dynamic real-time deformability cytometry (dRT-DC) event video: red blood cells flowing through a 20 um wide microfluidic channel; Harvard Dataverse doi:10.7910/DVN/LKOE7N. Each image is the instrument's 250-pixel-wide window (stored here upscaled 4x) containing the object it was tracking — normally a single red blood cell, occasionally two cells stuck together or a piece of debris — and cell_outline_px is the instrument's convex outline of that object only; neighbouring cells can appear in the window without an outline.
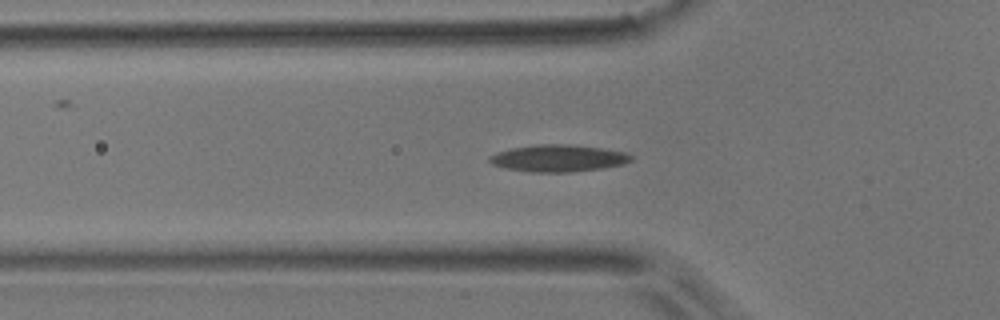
{"species": "common noctule bat (a hibernating species)", "species_latin": "Nyctalus noctula", "temperature_condition": "room temperature", "stored_images_in_passage": 40, "camera_frame_rate_fps": 3000, "um_per_image_px": 0.085, "animal": {"sex": "male", "body_mass_g": 17.9}, "frame": {"image": 1, "passage_image": 4, "time_ms": 1.0, "image_size_px": [1000, 320], "cell_outline_px": [[632, 160], [624, 164], [604, 168], [572, 172], [528, 172], [504, 168], [492, 164], [488, 160], [488, 156], [496, 152], [512, 148], [536, 144], [572, 144], [600, 148], [624, 152], [632, 156]], "centroid_in_image_um": [47.42, 13.45], "position_along_channel_um": 78.4, "area_um2": 22.43}}
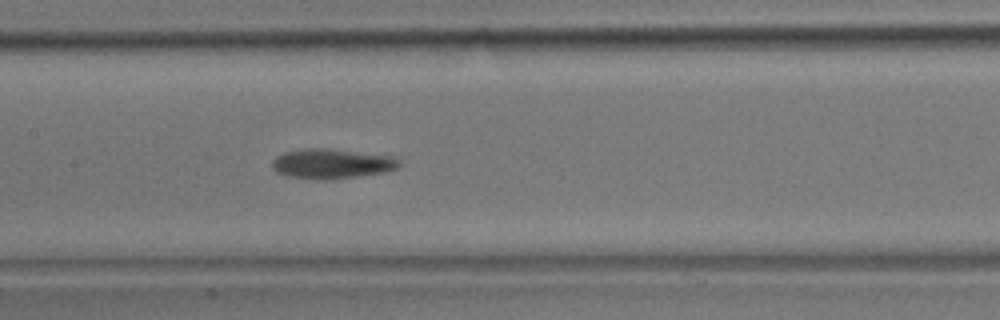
{"frame": {"image": 2, "passage_image": 12, "time_ms": 3.667, "image_size_px": [1000, 320], "cell_outline_px": [[400, 164], [396, 168], [384, 172], [332, 180], [316, 180], [288, 176], [276, 172], [272, 168], [272, 160], [276, 156], [284, 152], [308, 148], [328, 148], [392, 156], [400, 160]], "centroid_in_image_um": [28.17, 13.92], "position_along_channel_um": 179.2, "area_um2": 22.2}}
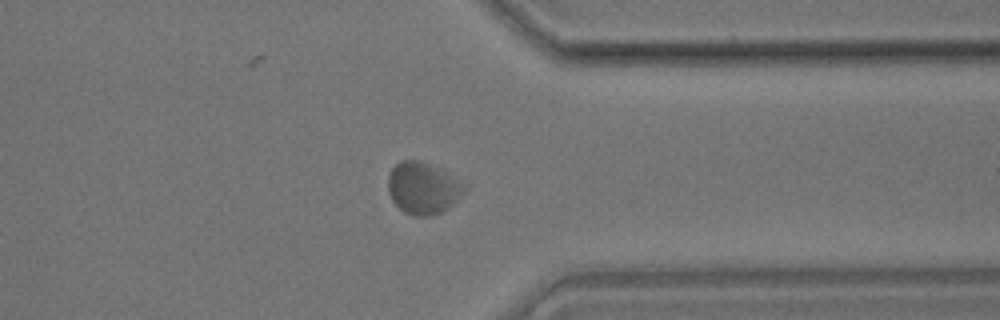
{"frame": {"image": 3, "passage_image": 28, "time_ms": 9.0, "image_size_px": [1000, 320], "cell_outline_px": [[468, 188], [448, 208], [432, 216], [416, 216], [404, 212], [392, 200], [388, 192], [388, 176], [392, 168], [400, 160], [420, 160], [468, 184]], "centroid_in_image_um": [35.95, 15.99], "position_along_channel_um": 375.4, "area_um2": 22.95}, "authors_computed_cell_mechanics": {"area_um2": 21.8773, "velocity_mm_per_s": 3.7586, "shape_relaxation_time_tau1_ms": 9.2619, "shape_relaxation_time_tau2_ms": null, "deformation_change_tau1": 0.1968, "deformation_change_tau2": null}}